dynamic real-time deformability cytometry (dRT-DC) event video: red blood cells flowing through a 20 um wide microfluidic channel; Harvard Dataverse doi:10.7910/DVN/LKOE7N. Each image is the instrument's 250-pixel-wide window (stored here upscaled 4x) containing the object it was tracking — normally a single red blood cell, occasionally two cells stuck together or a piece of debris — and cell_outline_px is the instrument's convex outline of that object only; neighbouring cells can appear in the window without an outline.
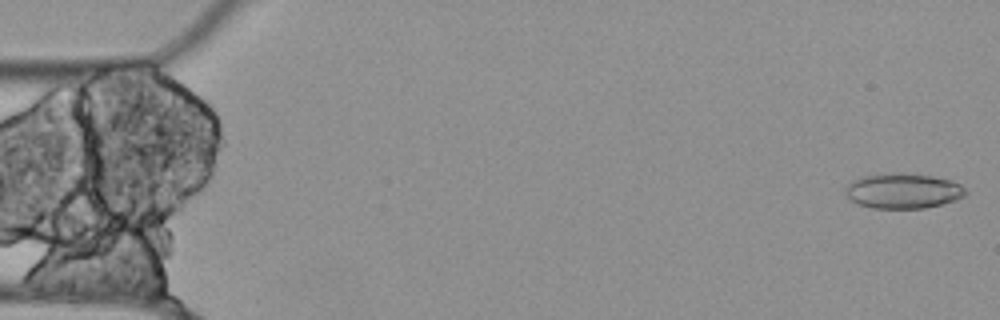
{"species": "Egyptian fruit bat (a non-hibernating species)", "species_latin": "Rousettus aegyptiacus", "temperature_condition": "cold", "stored_images_in_passage": 17, "camera_frame_rate_fps": 3000, "um_per_image_px": 0.085, "animal": {"sex": "female"}, "frame": {"image": 1, "passage_image": 1, "time_ms": 0.0, "image_size_px": [1000, 320], "cell_outline_px": [[968, 192], [964, 196], [956, 200], [924, 208], [872, 208], [860, 204], [852, 200], [844, 192], [848, 184], [852, 180], [864, 176], [884, 172], [904, 172], [932, 176], [952, 180], [960, 184]], "centroid_in_image_um": [76.77, 16.2], "position_along_channel_um": 8.2, "area_um2": 24.8}}
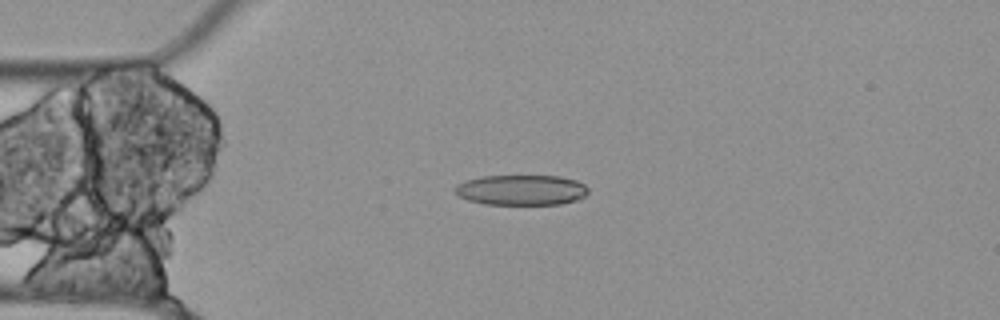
{"frame": {"image": 2, "passage_image": 13, "time_ms": 4.0, "image_size_px": [1000, 320], "cell_outline_px": [[588, 192], [584, 196], [576, 200], [560, 204], [484, 204], [468, 200], [460, 196], [456, 192], [456, 188], [460, 184], [468, 180], [480, 176], [560, 176], [576, 180], [584, 184], [588, 188]], "centroid_in_image_um": [44.36, 16.15], "position_along_channel_um": 40.6, "area_um2": 23.29}}